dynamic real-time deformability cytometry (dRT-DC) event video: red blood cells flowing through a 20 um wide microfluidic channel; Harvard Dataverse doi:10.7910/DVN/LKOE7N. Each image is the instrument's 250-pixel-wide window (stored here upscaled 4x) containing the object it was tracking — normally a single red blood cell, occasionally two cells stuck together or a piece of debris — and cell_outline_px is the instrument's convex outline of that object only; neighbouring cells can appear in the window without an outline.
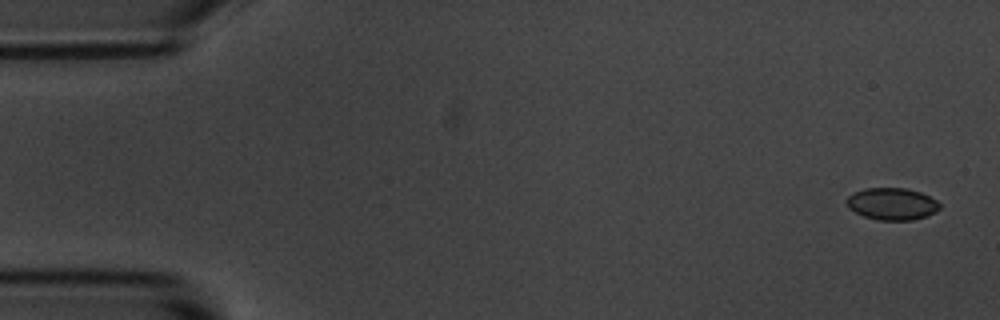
{"species": "common noctule bat (a hibernating species)", "species_latin": "Nyctalus noctula", "temperature_condition": "room temperature", "stored_images_in_passage": 4, "camera_frame_rate_fps": 3000, "um_per_image_px": 0.085, "animal": {"sex": "male", "body_mass_g": 20.1, "forearm_length_mm": 53.5}, "frame": {"image": 1, "passage_image": 1, "time_ms": 0.0, "image_size_px": [1000, 320], "cell_outline_px": [[940, 208], [924, 216], [912, 220], [880, 220], [864, 216], [848, 208], [844, 200], [848, 196], [864, 188], [908, 188], [920, 192], [936, 200], [940, 204]], "centroid_in_image_um": [75.78, 17.32], "position_along_channel_um": 9.2, "area_um2": 17.22}}